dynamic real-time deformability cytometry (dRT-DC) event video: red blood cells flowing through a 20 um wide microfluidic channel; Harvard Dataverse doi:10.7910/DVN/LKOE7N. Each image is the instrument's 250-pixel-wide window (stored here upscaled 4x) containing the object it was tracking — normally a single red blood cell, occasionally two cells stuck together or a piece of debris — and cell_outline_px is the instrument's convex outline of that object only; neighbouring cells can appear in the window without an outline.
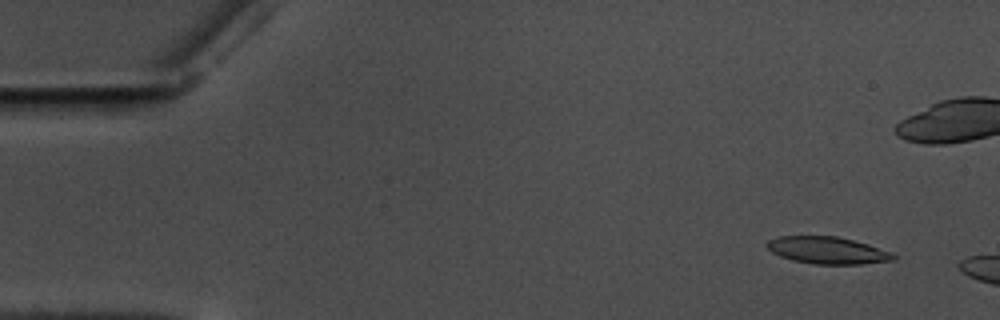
{"species": "common noctule bat (a hibernating species)", "species_latin": "Nyctalus noctula", "temperature_condition": "warm", "stored_images_in_passage": 10, "camera_frame_rate_fps": 3000, "um_per_image_px": 0.085, "animal": {"sex": "male", "body_mass_g": 17.5, "forearm_length_mm": 52.3}, "frame": {"image": 1, "passage_image": 5, "time_ms": 1.333, "image_size_px": [1000, 320], "cell_outline_px": [[896, 260], [860, 264], [816, 264], [792, 260], [780, 256], [772, 252], [764, 244], [768, 240], [780, 236], [836, 236], [868, 244], [892, 252], [896, 256]], "centroid_in_image_um": [70.34, 21.28], "position_along_channel_um": 14.7, "area_um2": 19.94}}